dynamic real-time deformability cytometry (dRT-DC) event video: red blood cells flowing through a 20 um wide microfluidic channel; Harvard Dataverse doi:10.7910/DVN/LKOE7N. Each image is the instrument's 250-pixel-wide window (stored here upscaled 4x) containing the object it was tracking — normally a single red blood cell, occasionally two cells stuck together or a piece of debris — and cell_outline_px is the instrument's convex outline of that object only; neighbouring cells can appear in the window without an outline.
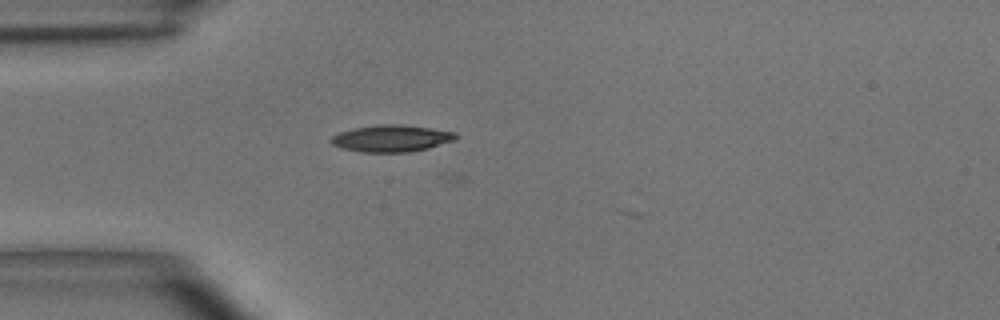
{"species": "common noctule bat (a hibernating species)", "species_latin": "Nyctalus noctula", "temperature_condition": "room temperature", "stored_images_in_passage": 1, "camera_frame_rate_fps": 3000, "um_per_image_px": 0.085, "animal": {"sex": "male", "body_mass_g": 15.6}, "frame": {"image": 1, "passage_image": 1, "time_ms": 0.0, "image_size_px": [1000, 320], "cell_outline_px": [[460, 136], [456, 140], [428, 148], [408, 152], [360, 152], [340, 148], [332, 144], [328, 140], [332, 136], [340, 132], [356, 128], [376, 124], [400, 124], [456, 132]], "centroid_in_image_um": [33.27, 11.76], "position_along_channel_um": 51.7, "area_um2": 19.59}}